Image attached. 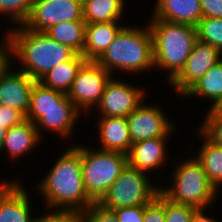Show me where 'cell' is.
Returning <instances> with one entry per match:
<instances>
[{
    "mask_svg": "<svg viewBox=\"0 0 222 222\" xmlns=\"http://www.w3.org/2000/svg\"><path fill=\"white\" fill-rule=\"evenodd\" d=\"M45 177L35 185L47 212L80 215L94 202L88 197L82 178L81 144L63 149Z\"/></svg>",
    "mask_w": 222,
    "mask_h": 222,
    "instance_id": "obj_1",
    "label": "cell"
},
{
    "mask_svg": "<svg viewBox=\"0 0 222 222\" xmlns=\"http://www.w3.org/2000/svg\"><path fill=\"white\" fill-rule=\"evenodd\" d=\"M2 36L8 46L10 63L35 81H39L50 69L69 61L77 54L46 32L31 31L23 25L2 32ZM16 62L19 65H16Z\"/></svg>",
    "mask_w": 222,
    "mask_h": 222,
    "instance_id": "obj_2",
    "label": "cell"
},
{
    "mask_svg": "<svg viewBox=\"0 0 222 222\" xmlns=\"http://www.w3.org/2000/svg\"><path fill=\"white\" fill-rule=\"evenodd\" d=\"M138 26H129L126 23L96 60L112 76L120 72L136 76L145 71H155L151 70L154 69V54L149 26L147 23L144 26Z\"/></svg>",
    "mask_w": 222,
    "mask_h": 222,
    "instance_id": "obj_3",
    "label": "cell"
},
{
    "mask_svg": "<svg viewBox=\"0 0 222 222\" xmlns=\"http://www.w3.org/2000/svg\"><path fill=\"white\" fill-rule=\"evenodd\" d=\"M81 114L65 93L46 88L37 81L31 91L25 118L35 124L41 139L44 138L41 133L44 131L57 134L66 141L76 133L74 130L78 120H83Z\"/></svg>",
    "mask_w": 222,
    "mask_h": 222,
    "instance_id": "obj_4",
    "label": "cell"
},
{
    "mask_svg": "<svg viewBox=\"0 0 222 222\" xmlns=\"http://www.w3.org/2000/svg\"><path fill=\"white\" fill-rule=\"evenodd\" d=\"M147 22L153 41L154 70L166 73L167 84L184 68L197 41L196 27L150 19Z\"/></svg>",
    "mask_w": 222,
    "mask_h": 222,
    "instance_id": "obj_5",
    "label": "cell"
},
{
    "mask_svg": "<svg viewBox=\"0 0 222 222\" xmlns=\"http://www.w3.org/2000/svg\"><path fill=\"white\" fill-rule=\"evenodd\" d=\"M185 155L188 159L177 157L172 160L171 164L177 163L175 168L173 167L171 170L172 174L167 179V183H163V187H161L162 183L159 182L160 193L176 204L187 205L196 209H212V206L218 203L220 192L209 181L204 169L193 154L189 157L187 154ZM164 185L166 186L164 187Z\"/></svg>",
    "mask_w": 222,
    "mask_h": 222,
    "instance_id": "obj_6",
    "label": "cell"
},
{
    "mask_svg": "<svg viewBox=\"0 0 222 222\" xmlns=\"http://www.w3.org/2000/svg\"><path fill=\"white\" fill-rule=\"evenodd\" d=\"M81 143V164L84 189L98 203L128 164L127 155L96 149Z\"/></svg>",
    "mask_w": 222,
    "mask_h": 222,
    "instance_id": "obj_7",
    "label": "cell"
},
{
    "mask_svg": "<svg viewBox=\"0 0 222 222\" xmlns=\"http://www.w3.org/2000/svg\"><path fill=\"white\" fill-rule=\"evenodd\" d=\"M150 178L127 164L98 203L109 210L146 205L160 192V185Z\"/></svg>",
    "mask_w": 222,
    "mask_h": 222,
    "instance_id": "obj_8",
    "label": "cell"
},
{
    "mask_svg": "<svg viewBox=\"0 0 222 222\" xmlns=\"http://www.w3.org/2000/svg\"><path fill=\"white\" fill-rule=\"evenodd\" d=\"M112 74L106 71L96 61H86L73 81L67 97L83 114L89 115L99 104L107 82Z\"/></svg>",
    "mask_w": 222,
    "mask_h": 222,
    "instance_id": "obj_9",
    "label": "cell"
},
{
    "mask_svg": "<svg viewBox=\"0 0 222 222\" xmlns=\"http://www.w3.org/2000/svg\"><path fill=\"white\" fill-rule=\"evenodd\" d=\"M118 78L112 76L107 82L101 100L94 109L100 114L98 117L126 118L147 99V90L143 84L137 86Z\"/></svg>",
    "mask_w": 222,
    "mask_h": 222,
    "instance_id": "obj_10",
    "label": "cell"
},
{
    "mask_svg": "<svg viewBox=\"0 0 222 222\" xmlns=\"http://www.w3.org/2000/svg\"><path fill=\"white\" fill-rule=\"evenodd\" d=\"M155 102L145 103V100L128 115L127 122L132 144L156 137H172L178 129L168 114Z\"/></svg>",
    "mask_w": 222,
    "mask_h": 222,
    "instance_id": "obj_11",
    "label": "cell"
},
{
    "mask_svg": "<svg viewBox=\"0 0 222 222\" xmlns=\"http://www.w3.org/2000/svg\"><path fill=\"white\" fill-rule=\"evenodd\" d=\"M84 20L79 0H33L31 12L23 26L31 31L45 32L64 21Z\"/></svg>",
    "mask_w": 222,
    "mask_h": 222,
    "instance_id": "obj_12",
    "label": "cell"
},
{
    "mask_svg": "<svg viewBox=\"0 0 222 222\" xmlns=\"http://www.w3.org/2000/svg\"><path fill=\"white\" fill-rule=\"evenodd\" d=\"M222 60V53L210 44L197 40L184 68L169 83L180 97L215 64Z\"/></svg>",
    "mask_w": 222,
    "mask_h": 222,
    "instance_id": "obj_13",
    "label": "cell"
},
{
    "mask_svg": "<svg viewBox=\"0 0 222 222\" xmlns=\"http://www.w3.org/2000/svg\"><path fill=\"white\" fill-rule=\"evenodd\" d=\"M13 178L0 181V222H33L38 215L33 213L28 189L19 177Z\"/></svg>",
    "mask_w": 222,
    "mask_h": 222,
    "instance_id": "obj_14",
    "label": "cell"
},
{
    "mask_svg": "<svg viewBox=\"0 0 222 222\" xmlns=\"http://www.w3.org/2000/svg\"><path fill=\"white\" fill-rule=\"evenodd\" d=\"M36 82L9 63L0 73V105L14 108L26 117Z\"/></svg>",
    "mask_w": 222,
    "mask_h": 222,
    "instance_id": "obj_15",
    "label": "cell"
},
{
    "mask_svg": "<svg viewBox=\"0 0 222 222\" xmlns=\"http://www.w3.org/2000/svg\"><path fill=\"white\" fill-rule=\"evenodd\" d=\"M171 138L156 137L133 143L127 154L128 165L152 176L153 172L162 169L161 166L166 167L165 163L170 159L167 147Z\"/></svg>",
    "mask_w": 222,
    "mask_h": 222,
    "instance_id": "obj_16",
    "label": "cell"
},
{
    "mask_svg": "<svg viewBox=\"0 0 222 222\" xmlns=\"http://www.w3.org/2000/svg\"><path fill=\"white\" fill-rule=\"evenodd\" d=\"M101 150L128 154L132 145L127 118L99 117L94 123Z\"/></svg>",
    "mask_w": 222,
    "mask_h": 222,
    "instance_id": "obj_17",
    "label": "cell"
},
{
    "mask_svg": "<svg viewBox=\"0 0 222 222\" xmlns=\"http://www.w3.org/2000/svg\"><path fill=\"white\" fill-rule=\"evenodd\" d=\"M44 141L39 136L38 130L29 120L23 121L21 124L7 129L1 155L7 152L9 162L18 161L26 154H29Z\"/></svg>",
    "mask_w": 222,
    "mask_h": 222,
    "instance_id": "obj_18",
    "label": "cell"
},
{
    "mask_svg": "<svg viewBox=\"0 0 222 222\" xmlns=\"http://www.w3.org/2000/svg\"><path fill=\"white\" fill-rule=\"evenodd\" d=\"M150 19L186 24L195 27L203 18L200 0H155Z\"/></svg>",
    "mask_w": 222,
    "mask_h": 222,
    "instance_id": "obj_19",
    "label": "cell"
},
{
    "mask_svg": "<svg viewBox=\"0 0 222 222\" xmlns=\"http://www.w3.org/2000/svg\"><path fill=\"white\" fill-rule=\"evenodd\" d=\"M124 26V22L86 23L82 56L87 61H96Z\"/></svg>",
    "mask_w": 222,
    "mask_h": 222,
    "instance_id": "obj_20",
    "label": "cell"
},
{
    "mask_svg": "<svg viewBox=\"0 0 222 222\" xmlns=\"http://www.w3.org/2000/svg\"><path fill=\"white\" fill-rule=\"evenodd\" d=\"M182 98H199L211 102L208 109H212L222 99V60L209 69L203 77L193 84Z\"/></svg>",
    "mask_w": 222,
    "mask_h": 222,
    "instance_id": "obj_21",
    "label": "cell"
},
{
    "mask_svg": "<svg viewBox=\"0 0 222 222\" xmlns=\"http://www.w3.org/2000/svg\"><path fill=\"white\" fill-rule=\"evenodd\" d=\"M201 145L193 156L201 164L209 181L221 192L222 188V146L210 142L198 129ZM202 138V139H201ZM221 187V188H220Z\"/></svg>",
    "mask_w": 222,
    "mask_h": 222,
    "instance_id": "obj_22",
    "label": "cell"
},
{
    "mask_svg": "<svg viewBox=\"0 0 222 222\" xmlns=\"http://www.w3.org/2000/svg\"><path fill=\"white\" fill-rule=\"evenodd\" d=\"M87 60L80 54L50 69L38 82L44 87L67 94L77 72Z\"/></svg>",
    "mask_w": 222,
    "mask_h": 222,
    "instance_id": "obj_23",
    "label": "cell"
},
{
    "mask_svg": "<svg viewBox=\"0 0 222 222\" xmlns=\"http://www.w3.org/2000/svg\"><path fill=\"white\" fill-rule=\"evenodd\" d=\"M125 1V2H124ZM128 0H91L83 5V19L86 23L121 22L128 8Z\"/></svg>",
    "mask_w": 222,
    "mask_h": 222,
    "instance_id": "obj_24",
    "label": "cell"
},
{
    "mask_svg": "<svg viewBox=\"0 0 222 222\" xmlns=\"http://www.w3.org/2000/svg\"><path fill=\"white\" fill-rule=\"evenodd\" d=\"M85 26L84 20L64 21L51 26L45 32L57 42L82 55L85 45Z\"/></svg>",
    "mask_w": 222,
    "mask_h": 222,
    "instance_id": "obj_25",
    "label": "cell"
},
{
    "mask_svg": "<svg viewBox=\"0 0 222 222\" xmlns=\"http://www.w3.org/2000/svg\"><path fill=\"white\" fill-rule=\"evenodd\" d=\"M32 4L33 0H0V15L6 17L5 21L8 20L7 22L12 25L5 30L22 26L29 17Z\"/></svg>",
    "mask_w": 222,
    "mask_h": 222,
    "instance_id": "obj_26",
    "label": "cell"
},
{
    "mask_svg": "<svg viewBox=\"0 0 222 222\" xmlns=\"http://www.w3.org/2000/svg\"><path fill=\"white\" fill-rule=\"evenodd\" d=\"M195 27L197 40L210 44L222 53V18L203 17Z\"/></svg>",
    "mask_w": 222,
    "mask_h": 222,
    "instance_id": "obj_27",
    "label": "cell"
},
{
    "mask_svg": "<svg viewBox=\"0 0 222 222\" xmlns=\"http://www.w3.org/2000/svg\"><path fill=\"white\" fill-rule=\"evenodd\" d=\"M198 130L213 144L222 146V109H207Z\"/></svg>",
    "mask_w": 222,
    "mask_h": 222,
    "instance_id": "obj_28",
    "label": "cell"
},
{
    "mask_svg": "<svg viewBox=\"0 0 222 222\" xmlns=\"http://www.w3.org/2000/svg\"><path fill=\"white\" fill-rule=\"evenodd\" d=\"M196 210L194 207L176 204L164 197L165 222H190Z\"/></svg>",
    "mask_w": 222,
    "mask_h": 222,
    "instance_id": "obj_29",
    "label": "cell"
},
{
    "mask_svg": "<svg viewBox=\"0 0 222 222\" xmlns=\"http://www.w3.org/2000/svg\"><path fill=\"white\" fill-rule=\"evenodd\" d=\"M80 222H119L113 210L102 207L99 203L91 204L79 215Z\"/></svg>",
    "mask_w": 222,
    "mask_h": 222,
    "instance_id": "obj_30",
    "label": "cell"
},
{
    "mask_svg": "<svg viewBox=\"0 0 222 222\" xmlns=\"http://www.w3.org/2000/svg\"><path fill=\"white\" fill-rule=\"evenodd\" d=\"M143 222H165L164 196L160 192L151 202L144 205Z\"/></svg>",
    "mask_w": 222,
    "mask_h": 222,
    "instance_id": "obj_31",
    "label": "cell"
},
{
    "mask_svg": "<svg viewBox=\"0 0 222 222\" xmlns=\"http://www.w3.org/2000/svg\"><path fill=\"white\" fill-rule=\"evenodd\" d=\"M119 222H143L144 205L113 209Z\"/></svg>",
    "mask_w": 222,
    "mask_h": 222,
    "instance_id": "obj_32",
    "label": "cell"
},
{
    "mask_svg": "<svg viewBox=\"0 0 222 222\" xmlns=\"http://www.w3.org/2000/svg\"><path fill=\"white\" fill-rule=\"evenodd\" d=\"M25 120V116L20 111L0 105V124H4L6 129L17 126Z\"/></svg>",
    "mask_w": 222,
    "mask_h": 222,
    "instance_id": "obj_33",
    "label": "cell"
},
{
    "mask_svg": "<svg viewBox=\"0 0 222 222\" xmlns=\"http://www.w3.org/2000/svg\"><path fill=\"white\" fill-rule=\"evenodd\" d=\"M33 222H80L79 216L67 212H41Z\"/></svg>",
    "mask_w": 222,
    "mask_h": 222,
    "instance_id": "obj_34",
    "label": "cell"
},
{
    "mask_svg": "<svg viewBox=\"0 0 222 222\" xmlns=\"http://www.w3.org/2000/svg\"><path fill=\"white\" fill-rule=\"evenodd\" d=\"M203 17L222 18V0H200Z\"/></svg>",
    "mask_w": 222,
    "mask_h": 222,
    "instance_id": "obj_35",
    "label": "cell"
},
{
    "mask_svg": "<svg viewBox=\"0 0 222 222\" xmlns=\"http://www.w3.org/2000/svg\"><path fill=\"white\" fill-rule=\"evenodd\" d=\"M3 38V40L1 39ZM10 63L9 50L4 37L0 35V73Z\"/></svg>",
    "mask_w": 222,
    "mask_h": 222,
    "instance_id": "obj_36",
    "label": "cell"
},
{
    "mask_svg": "<svg viewBox=\"0 0 222 222\" xmlns=\"http://www.w3.org/2000/svg\"><path fill=\"white\" fill-rule=\"evenodd\" d=\"M206 210L209 212V208L208 209H197L190 222H218L219 220L217 219V221L215 219H213L214 217L209 216L208 214H206Z\"/></svg>",
    "mask_w": 222,
    "mask_h": 222,
    "instance_id": "obj_37",
    "label": "cell"
},
{
    "mask_svg": "<svg viewBox=\"0 0 222 222\" xmlns=\"http://www.w3.org/2000/svg\"><path fill=\"white\" fill-rule=\"evenodd\" d=\"M6 131L7 129L4 127V124H0V154L2 152Z\"/></svg>",
    "mask_w": 222,
    "mask_h": 222,
    "instance_id": "obj_38",
    "label": "cell"
},
{
    "mask_svg": "<svg viewBox=\"0 0 222 222\" xmlns=\"http://www.w3.org/2000/svg\"><path fill=\"white\" fill-rule=\"evenodd\" d=\"M212 109H222V99Z\"/></svg>",
    "mask_w": 222,
    "mask_h": 222,
    "instance_id": "obj_39",
    "label": "cell"
},
{
    "mask_svg": "<svg viewBox=\"0 0 222 222\" xmlns=\"http://www.w3.org/2000/svg\"><path fill=\"white\" fill-rule=\"evenodd\" d=\"M81 2L82 5H84L86 2H89L91 0H79Z\"/></svg>",
    "mask_w": 222,
    "mask_h": 222,
    "instance_id": "obj_40",
    "label": "cell"
}]
</instances>
